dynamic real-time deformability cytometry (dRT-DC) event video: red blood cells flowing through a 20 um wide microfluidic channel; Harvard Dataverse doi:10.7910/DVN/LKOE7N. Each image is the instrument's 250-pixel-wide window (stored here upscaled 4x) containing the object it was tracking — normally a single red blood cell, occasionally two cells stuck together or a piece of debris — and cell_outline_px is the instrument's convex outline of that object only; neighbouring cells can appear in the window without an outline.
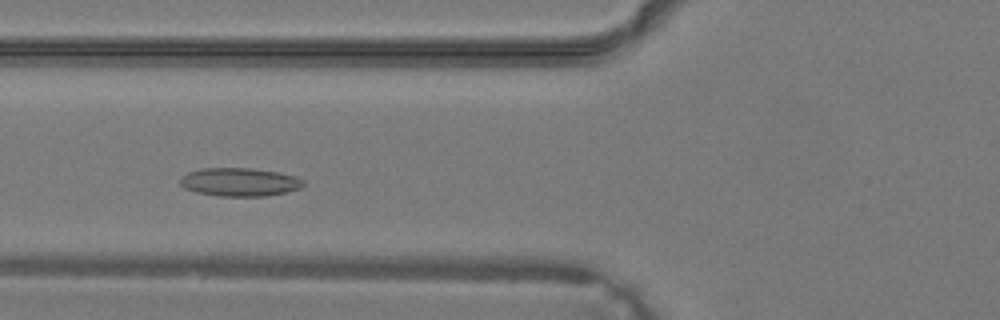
{"species": "common noctule bat (a hibernating species)", "species_latin": "Nyctalus noctula", "temperature_condition": "warm", "stored_images_in_passage": 31, "camera_frame_rate_fps": 3000, "um_per_image_px": 0.085, "animal": {"sex": "male", "body_mass_g": 19.2, "forearm_length_mm": 51.8}, "frame": {"image": 1, "passage_image": 8, "time_ms": 2.333, "image_size_px": [1000, 320], "cell_outline_px": [[304, 184], [300, 188], [288, 192], [264, 196], [220, 196], [196, 192], [184, 188], [180, 184], [180, 176], [188, 172], [204, 168], [252, 168], [280, 172], [304, 180]], "centroid_in_image_um": [20.35, 15.47], "position_along_channel_um": 105.4, "area_um2": 20.4}}
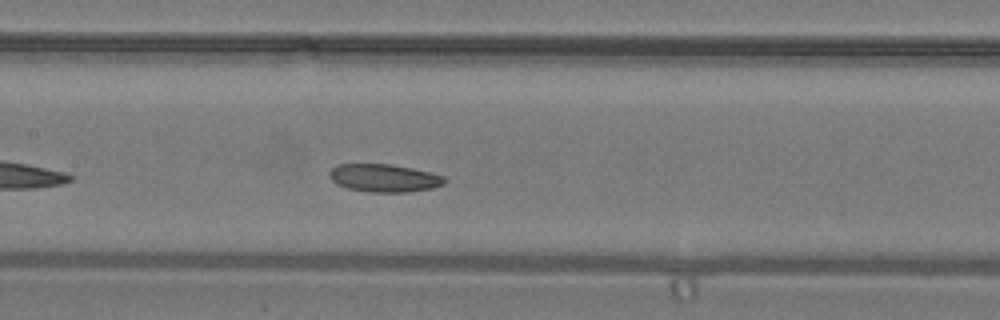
{"frame": {"image": 2, "passage_image": 12, "time_ms": 3.667, "image_size_px": [1000, 320], "cell_outline_px": [[444, 184], [432, 188], [408, 192], [368, 192], [348, 188], [336, 184], [332, 180], [328, 172], [336, 164], [392, 164], [412, 168], [444, 176]], "centroid_in_image_um": [32.62, 15.13], "position_along_channel_um": 174.8, "area_um2": 18.67}}
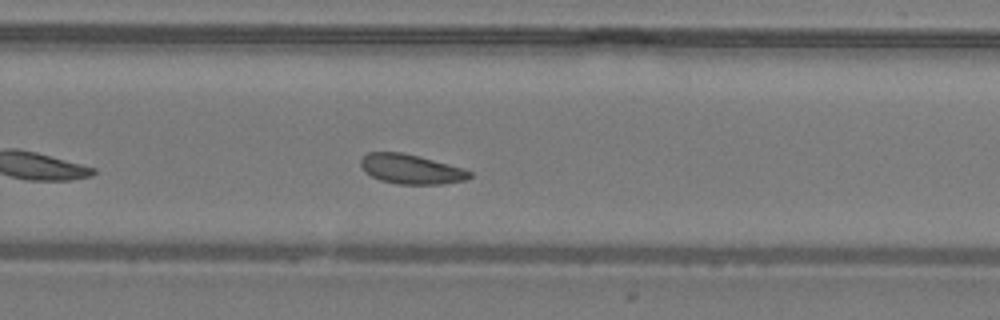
{"frame": {"image": 3, "passage_image": 19, "time_ms": 6.0, "image_size_px": [1000, 320], "cell_outline_px": [[472, 176], [464, 180], [444, 184], [396, 184], [380, 180], [364, 172], [360, 164], [360, 160], [368, 152], [400, 152], [464, 168], [472, 172]], "centroid_in_image_um": [34.92, 14.39], "position_along_channel_um": 294.9, "area_um2": 18.67}}